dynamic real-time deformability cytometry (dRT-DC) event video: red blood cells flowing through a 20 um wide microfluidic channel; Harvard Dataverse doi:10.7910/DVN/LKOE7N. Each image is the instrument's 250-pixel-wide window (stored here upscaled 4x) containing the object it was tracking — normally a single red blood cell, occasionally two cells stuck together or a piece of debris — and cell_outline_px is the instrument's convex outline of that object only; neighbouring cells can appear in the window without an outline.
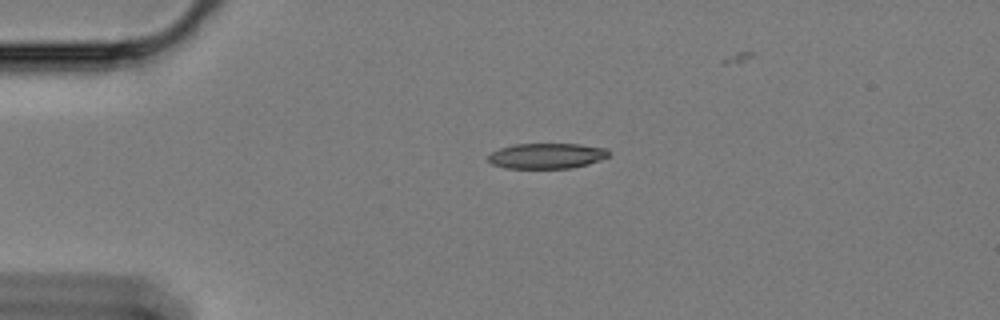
{"species": "Egyptian fruit bat (a non-hibernating species)", "species_latin": "Rousettus aegyptiacus", "temperature_condition": "cold", "stored_images_in_passage": 40, "camera_frame_rate_fps": 3000, "um_per_image_px": 0.085, "animal": {"sex": "female"}, "frame": {"image": 1, "passage_image": 1, "time_ms": 0.0, "image_size_px": [1000, 320], "cell_outline_px": [[608, 156], [600, 160], [588, 164], [572, 168], [504, 168], [492, 164], [488, 160], [488, 156], [492, 152], [500, 148], [516, 144], [580, 144], [608, 148]], "centroid_in_image_um": [46.48, 13.25], "position_along_channel_um": 38.5, "area_um2": 17.86}}
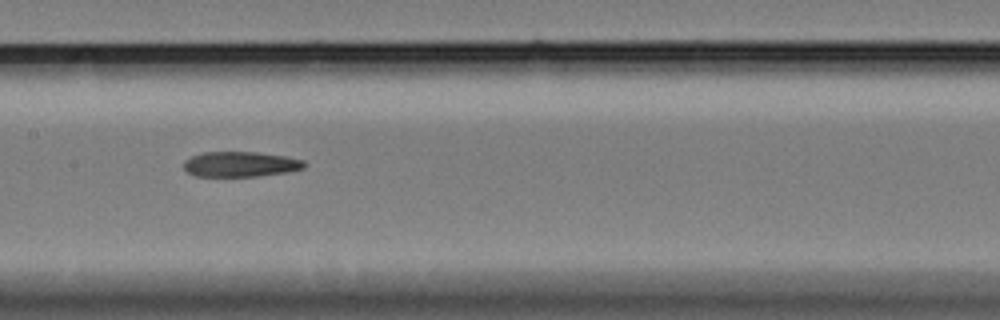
{"frame": {"image": 2, "passage_image": 17, "time_ms": 5.333, "image_size_px": [1000, 320], "cell_outline_px": [[308, 164], [304, 168], [288, 172], [256, 176], [196, 176], [188, 172], [184, 168], [184, 160], [192, 156], [204, 152], [256, 152], [284, 156], [304, 160]], "centroid_in_image_um": [20.46, 13.95], "position_along_channel_um": 186.9, "area_um2": 17.69}}
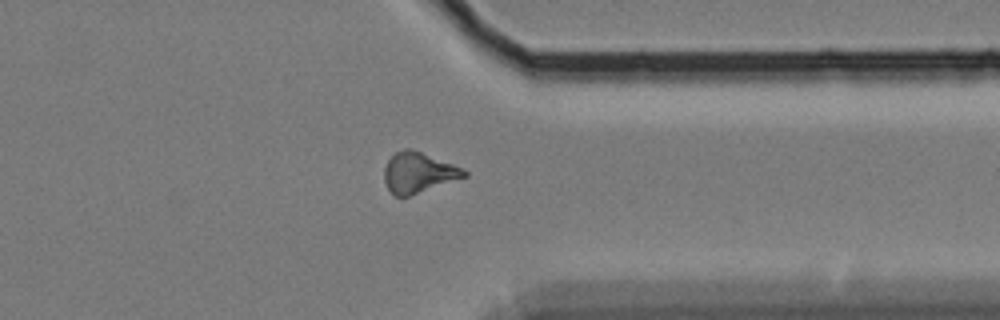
{"frame": {"image": 3, "passage_image": 34, "time_ms": 11.0, "image_size_px": [1000, 320], "cell_outline_px": [[468, 176], [408, 196], [396, 196], [388, 188], [384, 180], [384, 168], [388, 160], [396, 152], [404, 148], [408, 148], [420, 152], [464, 168], [468, 172]], "centroid_in_image_um": [35.57, 14.67], "position_along_channel_um": 375.8, "area_um2": 18.55}}